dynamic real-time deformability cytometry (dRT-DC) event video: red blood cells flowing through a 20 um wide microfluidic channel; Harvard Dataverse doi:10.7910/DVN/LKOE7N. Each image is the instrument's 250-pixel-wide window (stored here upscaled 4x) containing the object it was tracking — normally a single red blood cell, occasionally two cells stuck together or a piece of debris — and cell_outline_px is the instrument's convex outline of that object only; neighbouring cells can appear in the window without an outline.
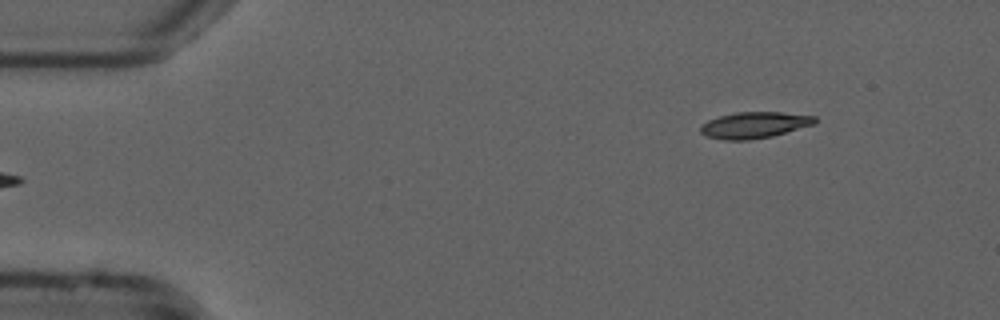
{"species": "common noctule bat (a hibernating species)", "species_latin": "Nyctalus noctula", "temperature_condition": "cold", "stored_images_in_passage": 4, "camera_frame_rate_fps": 3000, "um_per_image_px": 0.085, "animal": {"sex": "male", "forearm_length_mm": 52.5}, "frame": {"image": 1, "passage_image": 1, "time_ms": 0.0, "image_size_px": [1000, 320], "cell_outline_px": [[816, 124], [772, 136], [748, 140], [724, 140], [708, 136], [700, 132], [700, 124], [708, 120], [720, 116], [736, 112], [780, 112], [816, 116]], "centroid_in_image_um": [64.12, 10.63], "position_along_channel_um": 20.9, "area_um2": 17.51}}